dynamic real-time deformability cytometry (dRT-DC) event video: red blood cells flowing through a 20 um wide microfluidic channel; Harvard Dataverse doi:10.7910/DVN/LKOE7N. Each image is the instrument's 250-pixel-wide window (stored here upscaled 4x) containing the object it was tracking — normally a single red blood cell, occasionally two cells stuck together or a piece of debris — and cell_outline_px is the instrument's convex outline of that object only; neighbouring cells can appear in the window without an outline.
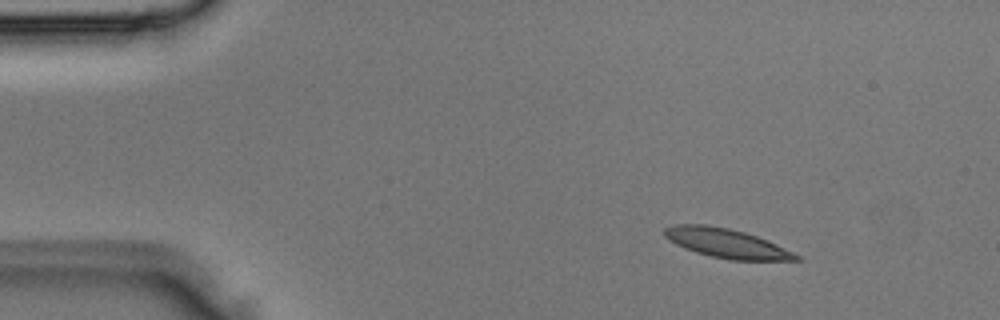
{"species": "Egyptian fruit bat (a non-hibernating species)", "species_latin": "Rousettus aegyptiacus", "temperature_condition": "room temperature", "stored_images_in_passage": 3, "camera_frame_rate_fps": 3000, "um_per_image_px": 0.085, "animal": {"sex": "male"}, "frame": {"image": 1, "passage_image": 1, "time_ms": 0.0, "image_size_px": [1000, 320], "cell_outline_px": [[804, 260], [732, 260], [712, 256], [696, 252], [684, 248], [668, 240], [664, 236], [664, 228], [676, 224], [704, 224], [728, 228], [744, 232], [756, 236], [776, 244], [800, 256]], "centroid_in_image_um": [61.72, 20.67], "position_along_channel_um": 23.3, "area_um2": 22.2}}